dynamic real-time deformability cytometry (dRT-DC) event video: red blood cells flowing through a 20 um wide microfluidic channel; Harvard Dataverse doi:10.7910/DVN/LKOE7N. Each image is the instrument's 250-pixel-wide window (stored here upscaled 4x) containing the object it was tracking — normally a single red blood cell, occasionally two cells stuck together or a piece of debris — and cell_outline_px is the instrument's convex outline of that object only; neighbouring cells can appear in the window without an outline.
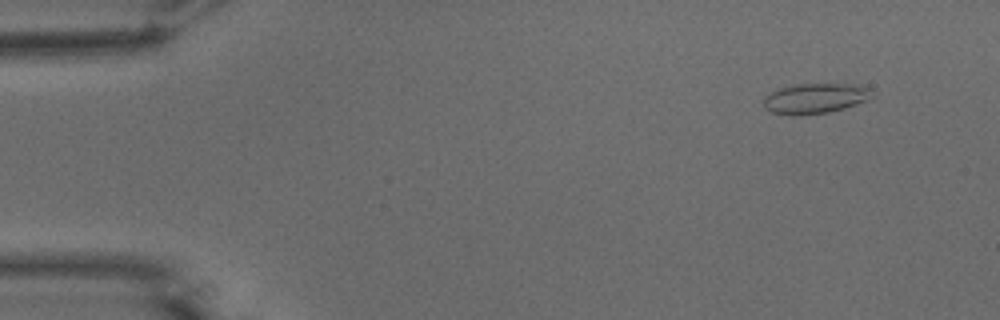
{"species": "common noctule bat (a hibernating species)", "species_latin": "Nyctalus noctula", "temperature_condition": "warm", "stored_images_in_passage": 52, "camera_frame_rate_fps": 3000, "um_per_image_px": 0.085, "animal": {"sex": "male", "body_mass_g": 15.6}, "frame": {"image": 1, "passage_image": 4, "time_ms": 1.0, "image_size_px": [1000, 320], "cell_outline_px": [[868, 100], [844, 108], [828, 112], [792, 116], [772, 112], [764, 108], [764, 96], [776, 88], [796, 84], [856, 84], [868, 88]], "centroid_in_image_um": [69.19, 8.36], "position_along_channel_um": 15.8, "area_um2": 18.96}}
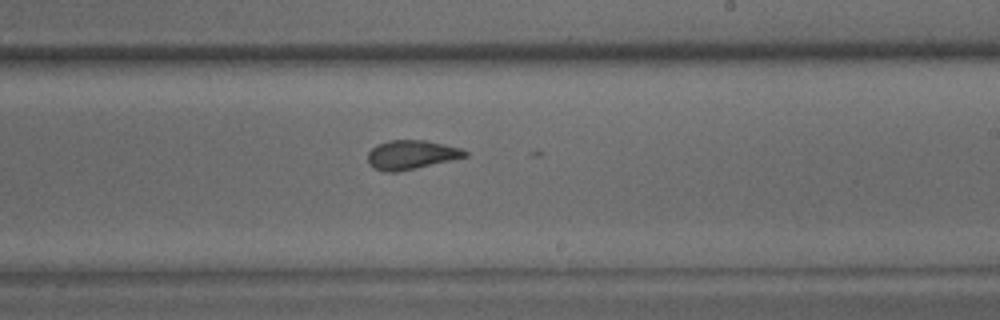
{"frame": {"image": 2, "passage_image": 31, "time_ms": 10.0, "image_size_px": [1000, 320], "cell_outline_px": [[468, 156], [416, 168], [396, 172], [384, 172], [372, 168], [368, 164], [368, 152], [376, 144], [388, 140], [424, 140], [460, 148], [468, 152]], "centroid_in_image_um": [34.9, 13.16], "position_along_channel_um": 254.1, "area_um2": 16.47}}
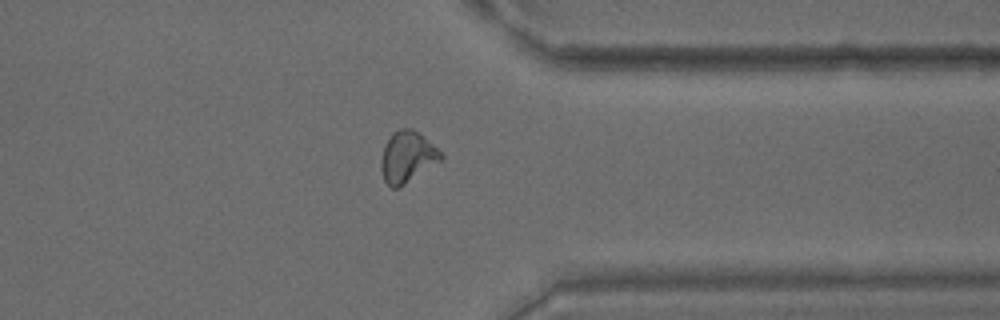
{"frame": {"image": 3, "passage_image": 41, "time_ms": 13.333, "image_size_px": [1000, 320], "cell_outline_px": [[444, 156], [440, 160], [400, 188], [392, 188], [384, 180], [380, 168], [380, 160], [388, 136], [392, 132], [400, 128], [412, 128], [424, 136]], "centroid_in_image_um": [34.58, 13.33], "position_along_channel_um": 376.8, "area_um2": 17.8}}